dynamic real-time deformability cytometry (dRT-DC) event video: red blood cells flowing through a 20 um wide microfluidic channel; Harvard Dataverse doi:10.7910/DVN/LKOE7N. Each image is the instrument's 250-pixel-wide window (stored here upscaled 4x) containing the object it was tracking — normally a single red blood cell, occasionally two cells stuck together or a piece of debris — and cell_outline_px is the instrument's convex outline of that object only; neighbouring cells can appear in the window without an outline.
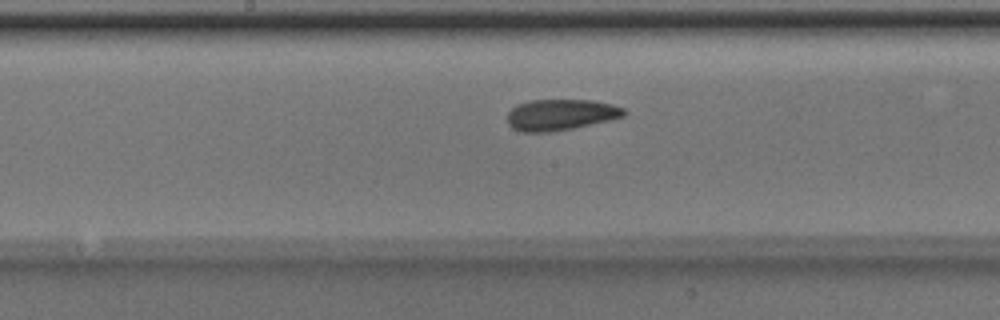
{"species": "Egyptian fruit bat (a non-hibernating species)", "species_latin": "Rousettus aegyptiacus", "temperature_condition": "room temperature", "stored_images_in_passage": 45, "camera_frame_rate_fps": 3000, "um_per_image_px": 0.085, "animal": {"sex": "male"}, "frame": {"image": 1, "passage_image": 21, "time_ms": 6.667, "image_size_px": [1000, 320], "cell_outline_px": [[628, 112], [624, 116], [608, 120], [572, 128], [552, 132], [520, 132], [512, 128], [508, 124], [508, 112], [516, 104], [532, 100], [592, 100], [612, 104], [624, 108]], "centroid_in_image_um": [47.64, 9.75], "position_along_channel_um": 200.6, "area_um2": 21.15}}
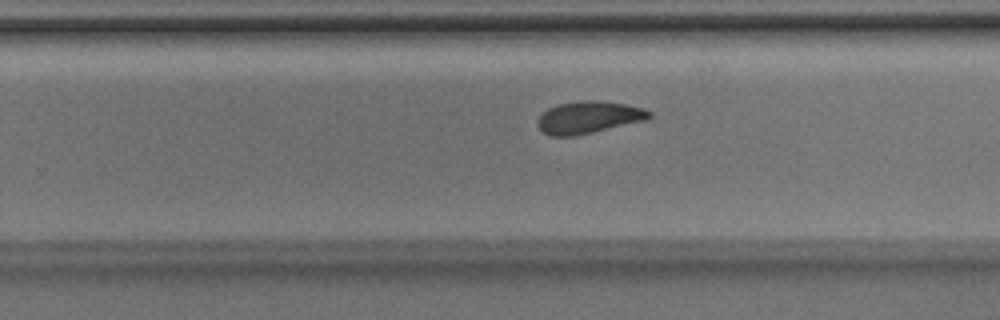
{"frame": {"image": 2, "passage_image": 27, "time_ms": 8.667, "image_size_px": [1000, 320], "cell_outline_px": [[652, 116], [648, 120], [576, 136], [548, 136], [536, 124], [536, 120], [548, 108], [556, 104], [580, 100], [600, 100], [624, 104], [644, 108], [652, 112]], "centroid_in_image_um": [50.05, 9.97], "position_along_channel_um": 279.8, "area_um2": 21.27}}
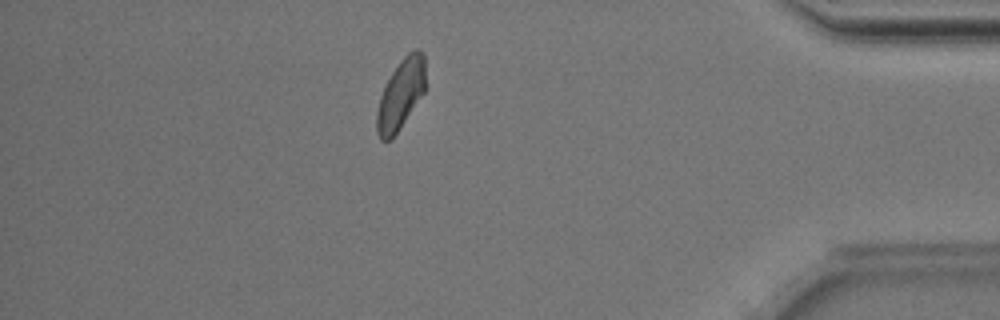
{"frame": {"image": 3, "passage_image": 39, "time_ms": 12.667, "image_size_px": [1000, 320], "cell_outline_px": [[424, 92], [392, 140], [380, 140], [376, 132], [376, 112], [380, 96], [392, 72], [400, 60], [412, 48], [420, 48], [424, 52]], "centroid_in_image_um": [34.05, 8.01], "position_along_channel_um": 401.2, "area_um2": 19.88}, "authors_computed_cell_mechanics": {"area_um2": 21.097, "velocity_mm_per_s": 3.9909, "shape_relaxation_time_tau1_ms": 4.1892, "shape_relaxation_time_tau2_ms": 1.703, "deformation_change_tau1": 0.1176, "deformation_change_tau2": 0.0755}}